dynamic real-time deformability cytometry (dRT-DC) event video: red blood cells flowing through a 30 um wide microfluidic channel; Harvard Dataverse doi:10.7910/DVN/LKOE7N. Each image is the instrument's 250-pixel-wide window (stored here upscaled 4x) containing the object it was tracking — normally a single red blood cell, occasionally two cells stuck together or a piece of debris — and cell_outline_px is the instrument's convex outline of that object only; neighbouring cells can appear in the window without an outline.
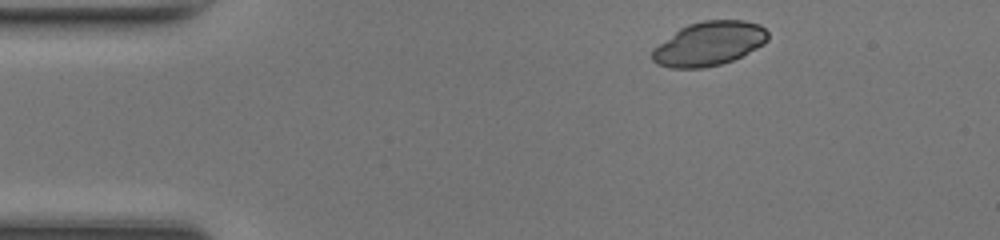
{"species": "common noctule bat (a hibernating species)", "species_latin": "Nyctalus noctula", "temperature_condition": "room temperature", "stored_images_in_passage": 40, "camera_frame_rate_fps": 3000, "um_per_image_px": 0.085, "animal": {"sex": "female", "body_mass_g": 17.0, "forearm_length_mm": 48.0}, "frame": {"image": 1, "passage_image": 1, "time_ms": 0.0, "image_size_px": [1000, 240], "cell_outline_px": [[768, 40], [764, 44], [732, 60], [720, 64], [704, 68], [672, 68], [656, 64], [652, 60], [652, 48], [680, 28], [688, 24], [704, 20], [744, 20], [760, 24], [768, 32]], "centroid_in_image_um": [60.25, 3.71], "position_along_channel_um": 24.7, "area_um2": 29.71}}